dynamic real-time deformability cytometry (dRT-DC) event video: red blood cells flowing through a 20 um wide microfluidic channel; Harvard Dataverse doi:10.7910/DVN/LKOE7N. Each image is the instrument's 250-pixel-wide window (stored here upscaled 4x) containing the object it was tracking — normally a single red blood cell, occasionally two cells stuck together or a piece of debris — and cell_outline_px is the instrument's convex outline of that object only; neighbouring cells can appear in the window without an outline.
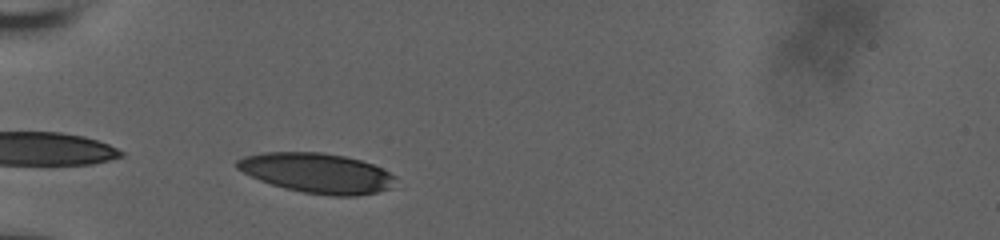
{"species": "human", "species_latin": "Homo sapiens", "temperature_condition": "room temperature", "stored_images_in_passage": 12, "camera_frame_rate_fps": 3000, "um_per_image_px": 0.085, "donor": {"sex": "male"}, "frame": {"image": 1, "passage_image": 1, "time_ms": 0.0, "image_size_px": [1000, 240], "cell_outline_px": [[396, 176], [392, 188], [376, 192], [356, 196], [332, 196], [304, 192], [284, 188], [260, 180], [236, 168], [236, 160], [244, 156], [264, 152], [320, 152], [344, 156], [360, 160], [372, 164]], "centroid_in_image_um": [26.95, 14.71], "position_along_channel_um": 58.1, "area_um2": 36.65}}
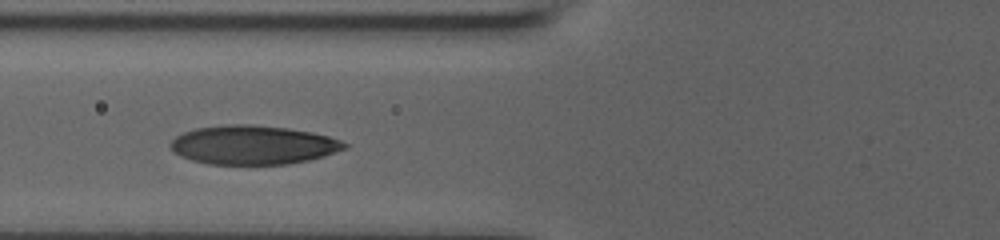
{"frame": {"image": 2, "passage_image": 6, "time_ms": 1.667, "image_size_px": [1000, 240], "cell_outline_px": [[348, 148], [324, 156], [308, 160], [288, 164], [208, 164], [192, 160], [180, 156], [168, 144], [176, 136], [184, 132], [196, 128], [228, 124], [252, 124], [288, 128], [312, 132], [328, 136], [340, 140], [348, 144]], "centroid_in_image_um": [21.53, 12.31], "position_along_channel_um": 104.3, "area_um2": 39.54}}
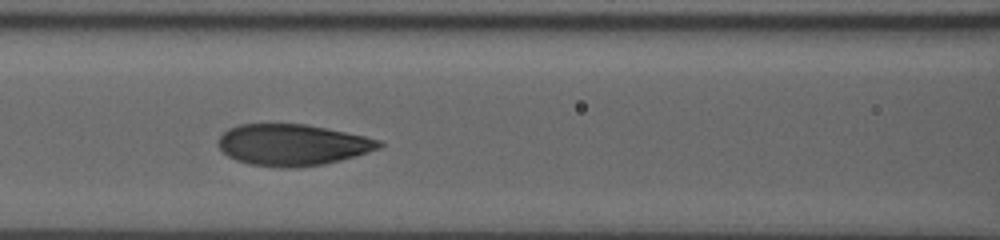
{"frame": {"image": 3, "passage_image": 9, "time_ms": 2.667, "image_size_px": [1000, 240], "cell_outline_px": [[384, 144], [380, 148], [356, 156], [324, 164], [292, 168], [280, 168], [248, 164], [236, 160], [228, 156], [216, 144], [216, 140], [228, 128], [240, 124], [304, 124], [364, 136], [380, 140]], "centroid_in_image_um": [24.82, 12.32], "position_along_channel_um": 141.8, "area_um2": 38.78}}